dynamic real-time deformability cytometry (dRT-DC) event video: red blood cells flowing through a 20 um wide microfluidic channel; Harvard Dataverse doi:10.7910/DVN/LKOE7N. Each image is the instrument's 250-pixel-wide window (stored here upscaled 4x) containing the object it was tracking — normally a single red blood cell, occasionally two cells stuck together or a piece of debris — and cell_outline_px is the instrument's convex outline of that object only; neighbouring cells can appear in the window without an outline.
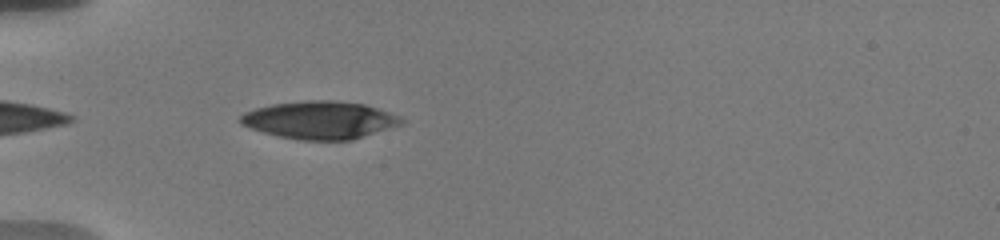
{"species": "human", "species_latin": "Homo sapiens", "temperature_condition": "warm", "stored_images_in_passage": 40, "camera_frame_rate_fps": 3000, "um_per_image_px": 0.085, "donor": {"sex": "male"}, "frame": {"image": 1, "passage_image": 2, "time_ms": 0.333, "image_size_px": [1000, 240], "cell_outline_px": [[404, 124], [352, 140], [300, 140], [276, 136], [240, 124], [240, 116], [244, 112], [256, 108], [272, 104], [308, 100], [332, 100], [364, 104], [400, 116], [404, 120]], "centroid_in_image_um": [27.2, 10.21], "position_along_channel_um": 57.8, "area_um2": 35.37}}
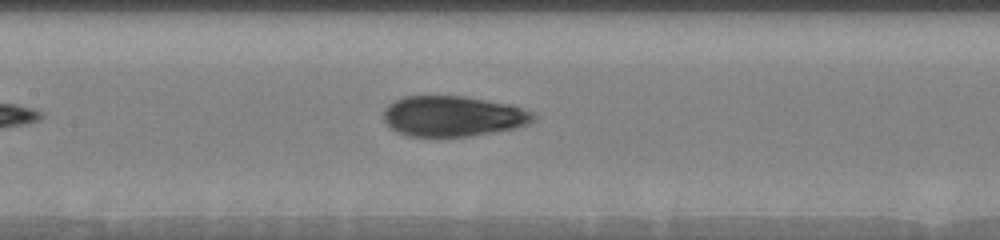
{"frame": {"image": 2, "passage_image": 12, "time_ms": 3.667, "image_size_px": [1000, 240], "cell_outline_px": [[536, 116], [532, 120], [516, 128], [468, 136], [408, 136], [396, 132], [384, 120], [384, 108], [392, 100], [404, 96], [464, 96], [512, 104], [532, 112]], "centroid_in_image_um": [38.46, 9.86], "position_along_channel_um": 168.9, "area_um2": 35.32}}
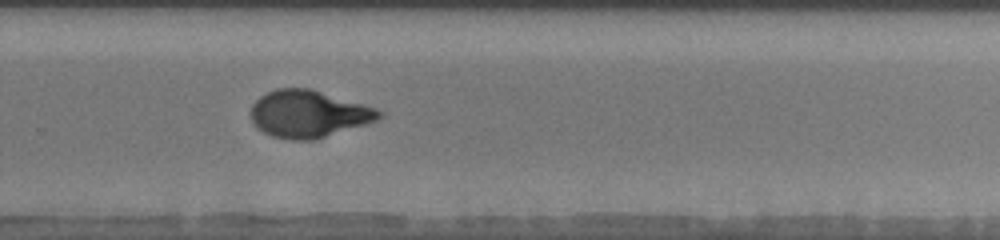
{"frame": {"image": 3, "passage_image": 23, "time_ms": 7.333, "image_size_px": [1000, 240], "cell_outline_px": [[384, 116], [376, 120], [364, 124], [312, 140], [292, 140], [272, 136], [256, 128], [252, 120], [252, 104], [260, 96], [276, 88], [308, 88], [364, 104], [376, 108], [384, 112]], "centroid_in_image_um": [26.21, 9.68], "position_along_channel_um": 303.6, "area_um2": 34.85}, "authors_computed_cell_mechanics": {"area_um2": 35.547, "velocity_mm_per_s": 3.6915, "shape_relaxation_time_tau1_ms": 5.4958, "shape_relaxation_time_tau2_ms": 1.1712, "deformation_change_tau1": 0.2236, "deformation_change_tau2": 0.068}}